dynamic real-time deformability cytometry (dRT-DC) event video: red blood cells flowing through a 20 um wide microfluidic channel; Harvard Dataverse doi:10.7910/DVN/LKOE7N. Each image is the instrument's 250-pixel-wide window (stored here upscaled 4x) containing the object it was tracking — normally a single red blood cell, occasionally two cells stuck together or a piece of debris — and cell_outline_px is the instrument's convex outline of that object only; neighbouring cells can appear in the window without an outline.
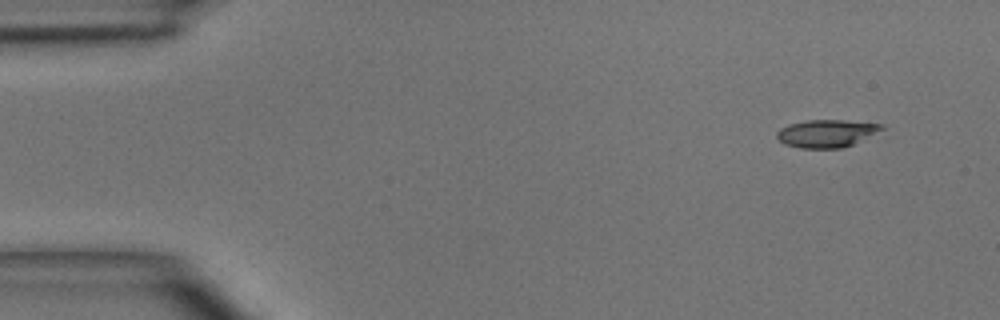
{"species": "common noctule bat (a hibernating species)", "species_latin": "Nyctalus noctula", "temperature_condition": "room temperature", "stored_images_in_passage": 4, "camera_frame_rate_fps": 3000, "um_per_image_px": 0.085, "animal": {"sex": "male", "body_mass_g": 15.6}, "frame": {"image": 1, "passage_image": 1, "time_ms": 0.0, "image_size_px": [1000, 320], "cell_outline_px": [[884, 128], [852, 144], [840, 148], [800, 148], [784, 144], [776, 136], [776, 132], [780, 128], [788, 124], [804, 120], [844, 120], [884, 124]], "centroid_in_image_um": [70.2, 11.33], "position_along_channel_um": 14.8, "area_um2": 16.76}}
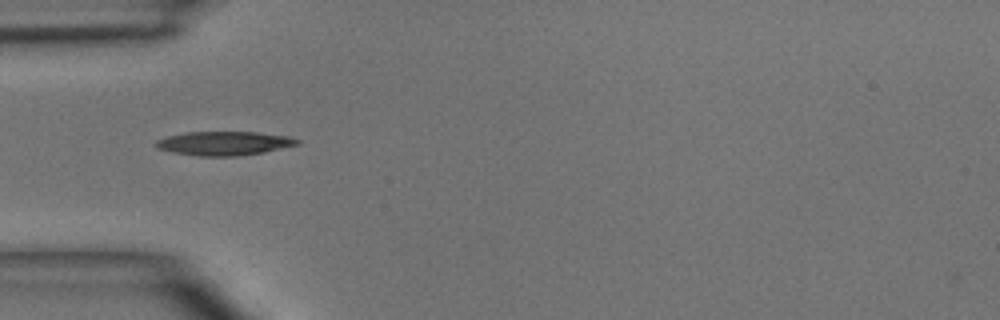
{"frame": {"image": 2, "passage_image": 4, "time_ms": 3.667, "image_size_px": [1000, 320], "cell_outline_px": [[300, 144], [264, 152], [236, 156], [200, 156], [172, 152], [156, 148], [156, 140], [168, 136], [184, 132], [256, 132], [288, 136], [300, 140]], "centroid_in_image_um": [19.05, 12.18], "position_along_channel_um": 65.9, "area_um2": 19.65}}